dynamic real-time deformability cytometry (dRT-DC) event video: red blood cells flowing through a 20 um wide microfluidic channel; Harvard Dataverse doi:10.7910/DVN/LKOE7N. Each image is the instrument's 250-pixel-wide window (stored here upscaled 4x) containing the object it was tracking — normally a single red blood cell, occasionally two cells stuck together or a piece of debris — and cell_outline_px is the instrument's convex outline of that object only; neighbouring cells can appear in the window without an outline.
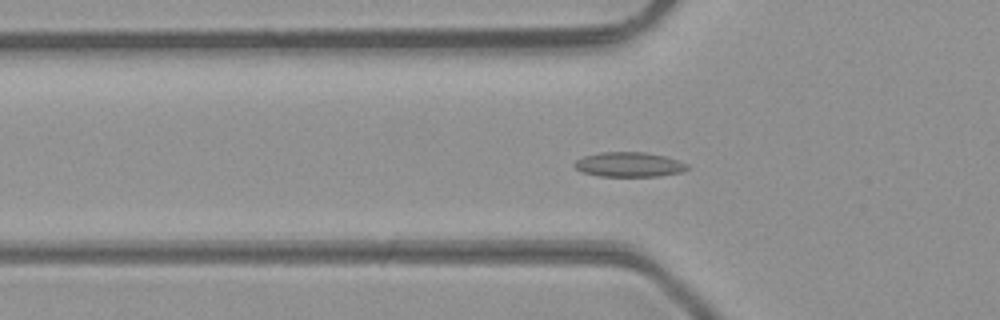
{"species": "common noctule bat (a hibernating species)", "species_latin": "Nyctalus noctula", "temperature_condition": "room temperature", "stored_images_in_passage": 40, "camera_frame_rate_fps": 3000, "um_per_image_px": 0.085, "animal": {"sex": "male", "body_mass_g": 23.1, "forearm_length_mm": 52.7}, "frame": {"image": 1, "passage_image": 7, "time_ms": 2.0, "image_size_px": [1000, 320], "cell_outline_px": [[688, 168], [680, 172], [660, 176], [600, 176], [584, 172], [576, 168], [572, 164], [576, 160], [584, 156], [600, 152], [644, 152], [664, 156], [688, 164]], "centroid_in_image_um": [53.45, 13.98], "position_along_channel_um": 72.4, "area_um2": 16.07}}
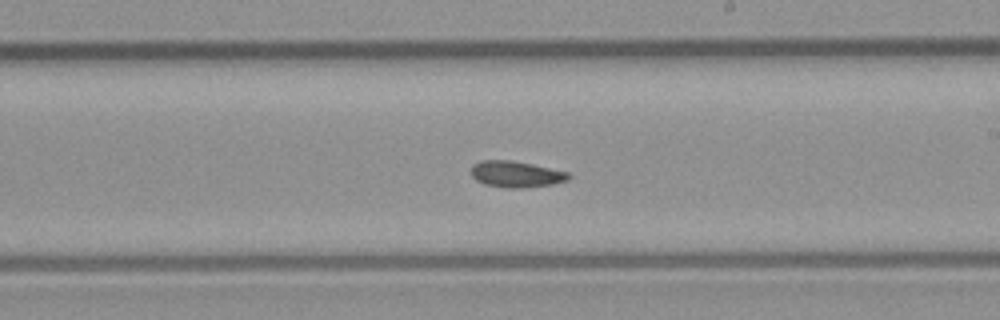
{"frame": {"image": 2, "passage_image": 19, "time_ms": 6.0, "image_size_px": [1000, 320], "cell_outline_px": [[572, 176], [568, 180], [552, 184], [524, 188], [508, 188], [484, 184], [476, 180], [472, 176], [472, 164], [480, 160], [512, 160], [532, 164], [568, 172]], "centroid_in_image_um": [43.86, 14.8], "position_along_channel_um": 245.1, "area_um2": 14.97}}
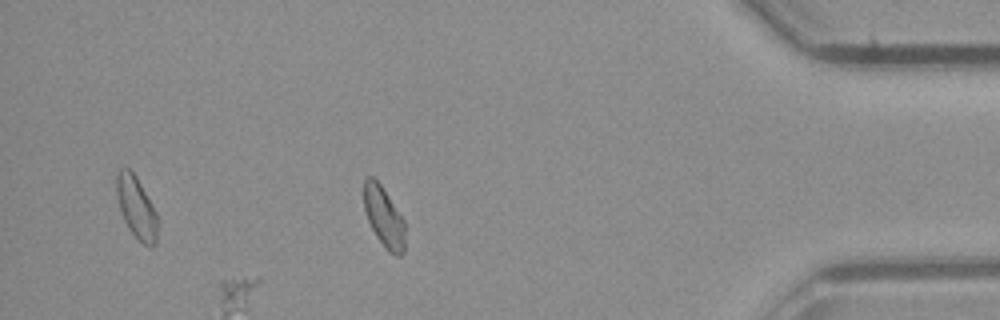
{"frame": {"image": 3, "passage_image": 33, "time_ms": 10.667, "image_size_px": [1000, 320], "cell_outline_px": [[404, 252], [400, 256], [396, 256], [388, 252], [376, 236], [368, 220], [364, 208], [364, 180], [368, 176], [372, 176], [380, 184], [404, 220]], "centroid_in_image_um": [32.63, 18.47], "position_along_channel_um": 402.6, "area_um2": 14.28}, "authors_computed_cell_mechanics": {"area_um2": 14.9124, "velocity_mm_per_s": 4.3088, "shape_relaxation_time_tau1_ms": null, "shape_relaxation_time_tau2_ms": 4.8962, "deformation_change_tau1": null, "deformation_change_tau2": 0.0784}}